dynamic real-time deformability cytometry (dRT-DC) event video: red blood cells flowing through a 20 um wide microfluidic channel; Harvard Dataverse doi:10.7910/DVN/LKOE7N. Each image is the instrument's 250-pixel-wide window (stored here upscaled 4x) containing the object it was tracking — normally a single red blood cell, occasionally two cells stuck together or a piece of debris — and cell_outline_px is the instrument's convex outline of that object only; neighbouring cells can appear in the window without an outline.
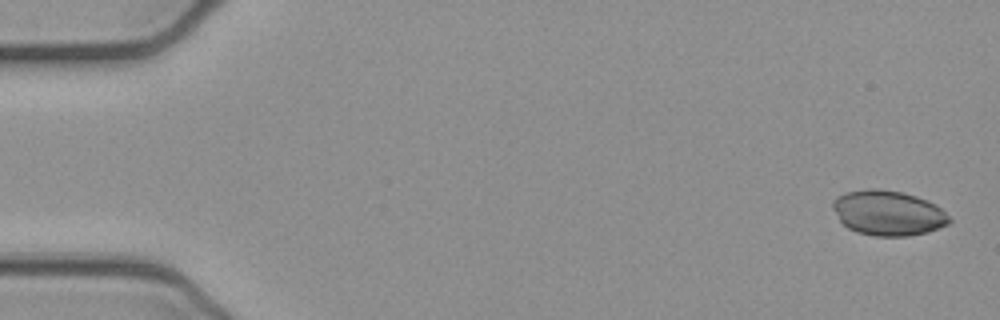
{"species": "common noctule bat (a hibernating species)", "species_latin": "Nyctalus noctula", "temperature_condition": "cold", "stored_images_in_passage": 52, "camera_frame_rate_fps": 3000, "um_per_image_px": 0.085, "animal": {"sex": "female", "body_mass_g": 21.9}, "frame": {"image": 1, "passage_image": 2, "time_ms": 0.333, "image_size_px": [1000, 320], "cell_outline_px": [[952, 220], [948, 224], [928, 232], [908, 236], [876, 236], [856, 232], [848, 228], [840, 220], [832, 208], [832, 200], [836, 196], [844, 192], [868, 188], [876, 188], [900, 192], [916, 196], [928, 200], [936, 204]], "centroid_in_image_um": [75.47, 18.09], "position_along_channel_um": 9.5, "area_um2": 30.69}}
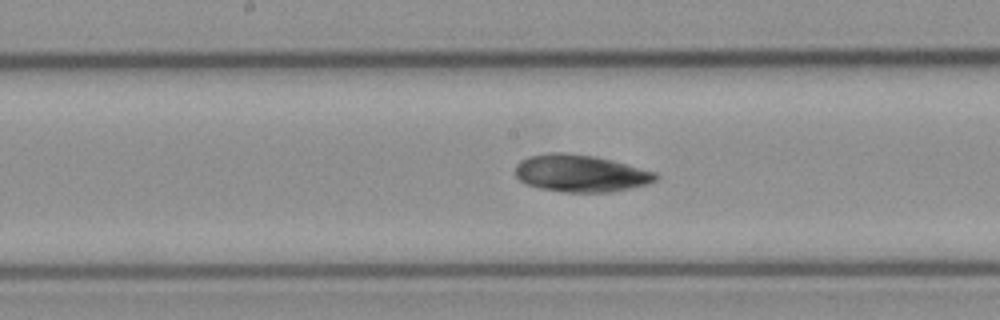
{"frame": {"image": 2, "passage_image": 27, "time_ms": 8.667, "image_size_px": [1000, 320], "cell_outline_px": [[660, 176], [656, 180], [648, 184], [612, 192], [564, 192], [540, 188], [528, 184], [520, 180], [516, 176], [516, 164], [520, 160], [528, 156], [552, 152], [564, 152], [596, 156], [612, 160], [656, 172]], "centroid_in_image_um": [49.37, 14.72], "position_along_channel_um": 198.8, "area_um2": 30.52}}
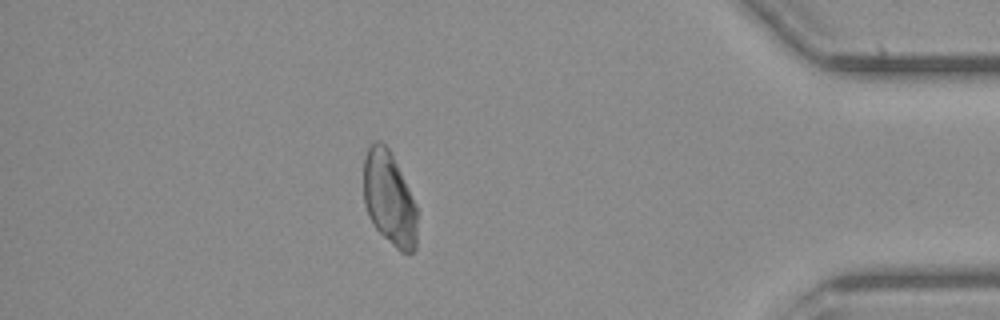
{"frame": {"image": 3, "passage_image": 46, "time_ms": 15.0, "image_size_px": [1000, 320], "cell_outline_px": [[416, 248], [412, 252], [400, 252], [376, 228], [368, 216], [364, 204], [364, 156], [368, 148], [376, 140], [380, 140], [388, 148], [416, 204]], "centroid_in_image_um": [33.07, 16.88], "position_along_channel_um": 402.1, "area_um2": 28.9}}